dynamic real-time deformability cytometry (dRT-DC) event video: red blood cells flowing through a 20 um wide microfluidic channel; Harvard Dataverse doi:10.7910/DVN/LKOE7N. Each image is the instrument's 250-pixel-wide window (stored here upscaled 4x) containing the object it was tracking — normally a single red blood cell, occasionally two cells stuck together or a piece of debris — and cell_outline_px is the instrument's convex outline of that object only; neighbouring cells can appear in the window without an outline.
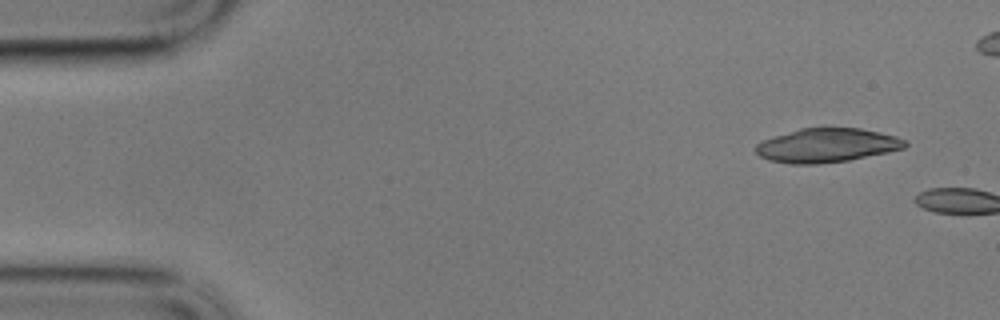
{"species": "common noctule bat (a hibernating species)", "species_latin": "Nyctalus noctula", "temperature_condition": "cold", "stored_images_in_passage": 4, "camera_frame_rate_fps": 3000, "um_per_image_px": 0.085, "animal": {"sex": "male", "body_mass_g": 17.9}, "frame": {"image": 1, "passage_image": 1, "time_ms": 0.0, "image_size_px": [1000, 320], "cell_outline_px": [[908, 144], [904, 148], [888, 152], [848, 160], [816, 164], [788, 164], [768, 160], [760, 156], [756, 152], [756, 144], [772, 136], [800, 128], [824, 124], [860, 128], [896, 136], [904, 140]], "centroid_in_image_um": [70.26, 12.31], "position_along_channel_um": 14.7, "area_um2": 30.35}}